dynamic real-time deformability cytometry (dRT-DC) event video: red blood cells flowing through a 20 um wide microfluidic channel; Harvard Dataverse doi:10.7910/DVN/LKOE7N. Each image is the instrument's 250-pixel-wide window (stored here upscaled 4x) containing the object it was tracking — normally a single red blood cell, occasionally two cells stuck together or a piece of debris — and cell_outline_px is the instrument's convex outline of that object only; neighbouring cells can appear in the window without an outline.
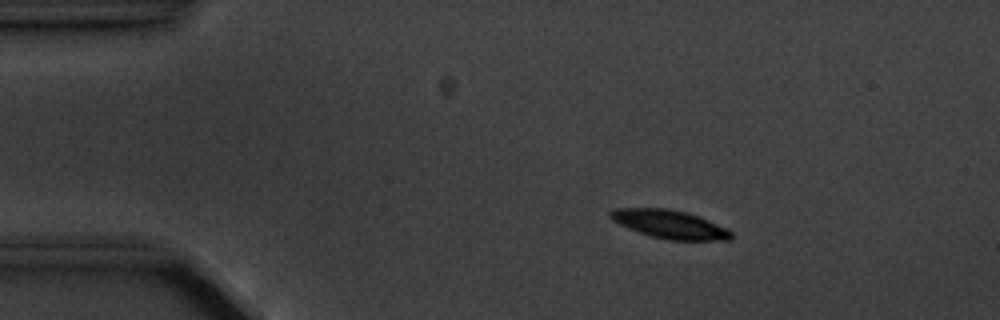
{"species": "common noctule bat (a hibernating species)", "species_latin": "Nyctalus noctula", "temperature_condition": "cold", "stored_images_in_passage": 5, "camera_frame_rate_fps": 3000, "um_per_image_px": 0.085, "animal": {"sex": "male", "body_mass_g": 20.1, "forearm_length_mm": 53.5}, "frame": {"image": 1, "passage_image": 3, "time_ms": 2.333, "image_size_px": [1000, 320], "cell_outline_px": [[732, 240], [668, 240], [652, 236], [628, 228], [612, 220], [608, 216], [608, 212], [616, 208], [668, 208], [688, 212], [728, 228], [732, 232]], "centroid_in_image_um": [56.94, 19.05], "position_along_channel_um": 28.1, "area_um2": 20.06}}